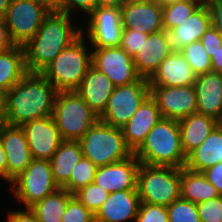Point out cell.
Segmentation results:
<instances>
[{
    "label": "cell",
    "mask_w": 222,
    "mask_h": 222,
    "mask_svg": "<svg viewBox=\"0 0 222 222\" xmlns=\"http://www.w3.org/2000/svg\"><path fill=\"white\" fill-rule=\"evenodd\" d=\"M181 168L141 163L136 189L142 203L167 207L180 198Z\"/></svg>",
    "instance_id": "cell-6"
},
{
    "label": "cell",
    "mask_w": 222,
    "mask_h": 222,
    "mask_svg": "<svg viewBox=\"0 0 222 222\" xmlns=\"http://www.w3.org/2000/svg\"><path fill=\"white\" fill-rule=\"evenodd\" d=\"M196 77L182 53L174 51L160 63L148 82L149 86H190L195 83Z\"/></svg>",
    "instance_id": "cell-24"
},
{
    "label": "cell",
    "mask_w": 222,
    "mask_h": 222,
    "mask_svg": "<svg viewBox=\"0 0 222 222\" xmlns=\"http://www.w3.org/2000/svg\"><path fill=\"white\" fill-rule=\"evenodd\" d=\"M50 11L51 8L39 0H13L4 16L12 42L24 46L35 36Z\"/></svg>",
    "instance_id": "cell-9"
},
{
    "label": "cell",
    "mask_w": 222,
    "mask_h": 222,
    "mask_svg": "<svg viewBox=\"0 0 222 222\" xmlns=\"http://www.w3.org/2000/svg\"><path fill=\"white\" fill-rule=\"evenodd\" d=\"M83 157L97 167L127 159L134 152L126 144L122 129L98 120L79 140Z\"/></svg>",
    "instance_id": "cell-5"
},
{
    "label": "cell",
    "mask_w": 222,
    "mask_h": 222,
    "mask_svg": "<svg viewBox=\"0 0 222 222\" xmlns=\"http://www.w3.org/2000/svg\"><path fill=\"white\" fill-rule=\"evenodd\" d=\"M180 52L197 76L212 71L211 57L200 40L185 46Z\"/></svg>",
    "instance_id": "cell-33"
},
{
    "label": "cell",
    "mask_w": 222,
    "mask_h": 222,
    "mask_svg": "<svg viewBox=\"0 0 222 222\" xmlns=\"http://www.w3.org/2000/svg\"><path fill=\"white\" fill-rule=\"evenodd\" d=\"M7 222H39L35 213L30 208L14 210L8 213Z\"/></svg>",
    "instance_id": "cell-44"
},
{
    "label": "cell",
    "mask_w": 222,
    "mask_h": 222,
    "mask_svg": "<svg viewBox=\"0 0 222 222\" xmlns=\"http://www.w3.org/2000/svg\"><path fill=\"white\" fill-rule=\"evenodd\" d=\"M71 21L69 14L51 9L35 36L23 46L27 72L41 73L63 49L83 34V30L74 27Z\"/></svg>",
    "instance_id": "cell-2"
},
{
    "label": "cell",
    "mask_w": 222,
    "mask_h": 222,
    "mask_svg": "<svg viewBox=\"0 0 222 222\" xmlns=\"http://www.w3.org/2000/svg\"><path fill=\"white\" fill-rule=\"evenodd\" d=\"M211 13V23L222 34V0H205Z\"/></svg>",
    "instance_id": "cell-43"
},
{
    "label": "cell",
    "mask_w": 222,
    "mask_h": 222,
    "mask_svg": "<svg viewBox=\"0 0 222 222\" xmlns=\"http://www.w3.org/2000/svg\"><path fill=\"white\" fill-rule=\"evenodd\" d=\"M218 124L215 119L198 112L179 120L181 145L186 157L206 140Z\"/></svg>",
    "instance_id": "cell-26"
},
{
    "label": "cell",
    "mask_w": 222,
    "mask_h": 222,
    "mask_svg": "<svg viewBox=\"0 0 222 222\" xmlns=\"http://www.w3.org/2000/svg\"><path fill=\"white\" fill-rule=\"evenodd\" d=\"M220 196L202 172L181 168L180 197L195 204Z\"/></svg>",
    "instance_id": "cell-29"
},
{
    "label": "cell",
    "mask_w": 222,
    "mask_h": 222,
    "mask_svg": "<svg viewBox=\"0 0 222 222\" xmlns=\"http://www.w3.org/2000/svg\"><path fill=\"white\" fill-rule=\"evenodd\" d=\"M96 6L97 0H60L57 10L71 15L73 9L79 8L89 15Z\"/></svg>",
    "instance_id": "cell-41"
},
{
    "label": "cell",
    "mask_w": 222,
    "mask_h": 222,
    "mask_svg": "<svg viewBox=\"0 0 222 222\" xmlns=\"http://www.w3.org/2000/svg\"><path fill=\"white\" fill-rule=\"evenodd\" d=\"M126 1H153V0H126Z\"/></svg>",
    "instance_id": "cell-54"
},
{
    "label": "cell",
    "mask_w": 222,
    "mask_h": 222,
    "mask_svg": "<svg viewBox=\"0 0 222 222\" xmlns=\"http://www.w3.org/2000/svg\"><path fill=\"white\" fill-rule=\"evenodd\" d=\"M173 52L166 43L164 29L148 34L139 52L133 57L138 76L149 80L160 63Z\"/></svg>",
    "instance_id": "cell-23"
},
{
    "label": "cell",
    "mask_w": 222,
    "mask_h": 222,
    "mask_svg": "<svg viewBox=\"0 0 222 222\" xmlns=\"http://www.w3.org/2000/svg\"><path fill=\"white\" fill-rule=\"evenodd\" d=\"M205 0H184L162 5L164 30H171L191 16Z\"/></svg>",
    "instance_id": "cell-31"
},
{
    "label": "cell",
    "mask_w": 222,
    "mask_h": 222,
    "mask_svg": "<svg viewBox=\"0 0 222 222\" xmlns=\"http://www.w3.org/2000/svg\"><path fill=\"white\" fill-rule=\"evenodd\" d=\"M52 117L63 140L79 141L99 116L75 91L57 93Z\"/></svg>",
    "instance_id": "cell-7"
},
{
    "label": "cell",
    "mask_w": 222,
    "mask_h": 222,
    "mask_svg": "<svg viewBox=\"0 0 222 222\" xmlns=\"http://www.w3.org/2000/svg\"><path fill=\"white\" fill-rule=\"evenodd\" d=\"M147 36V34L132 29H123L120 47L133 58L139 52Z\"/></svg>",
    "instance_id": "cell-39"
},
{
    "label": "cell",
    "mask_w": 222,
    "mask_h": 222,
    "mask_svg": "<svg viewBox=\"0 0 222 222\" xmlns=\"http://www.w3.org/2000/svg\"><path fill=\"white\" fill-rule=\"evenodd\" d=\"M27 73L23 46L15 45L0 54V95L4 96Z\"/></svg>",
    "instance_id": "cell-28"
},
{
    "label": "cell",
    "mask_w": 222,
    "mask_h": 222,
    "mask_svg": "<svg viewBox=\"0 0 222 222\" xmlns=\"http://www.w3.org/2000/svg\"><path fill=\"white\" fill-rule=\"evenodd\" d=\"M126 0H97V7L121 8Z\"/></svg>",
    "instance_id": "cell-47"
},
{
    "label": "cell",
    "mask_w": 222,
    "mask_h": 222,
    "mask_svg": "<svg viewBox=\"0 0 222 222\" xmlns=\"http://www.w3.org/2000/svg\"><path fill=\"white\" fill-rule=\"evenodd\" d=\"M58 92L41 73L28 72L3 96L4 123L21 126L52 116Z\"/></svg>",
    "instance_id": "cell-1"
},
{
    "label": "cell",
    "mask_w": 222,
    "mask_h": 222,
    "mask_svg": "<svg viewBox=\"0 0 222 222\" xmlns=\"http://www.w3.org/2000/svg\"><path fill=\"white\" fill-rule=\"evenodd\" d=\"M13 0H0V18H4L8 6Z\"/></svg>",
    "instance_id": "cell-49"
},
{
    "label": "cell",
    "mask_w": 222,
    "mask_h": 222,
    "mask_svg": "<svg viewBox=\"0 0 222 222\" xmlns=\"http://www.w3.org/2000/svg\"><path fill=\"white\" fill-rule=\"evenodd\" d=\"M137 190H122L109 193L108 198L95 214V222L135 221L140 208Z\"/></svg>",
    "instance_id": "cell-21"
},
{
    "label": "cell",
    "mask_w": 222,
    "mask_h": 222,
    "mask_svg": "<svg viewBox=\"0 0 222 222\" xmlns=\"http://www.w3.org/2000/svg\"><path fill=\"white\" fill-rule=\"evenodd\" d=\"M193 86L197 112L222 123V74L211 71L198 75Z\"/></svg>",
    "instance_id": "cell-20"
},
{
    "label": "cell",
    "mask_w": 222,
    "mask_h": 222,
    "mask_svg": "<svg viewBox=\"0 0 222 222\" xmlns=\"http://www.w3.org/2000/svg\"><path fill=\"white\" fill-rule=\"evenodd\" d=\"M206 179L217 189V192L222 196V162L204 170L202 172Z\"/></svg>",
    "instance_id": "cell-42"
},
{
    "label": "cell",
    "mask_w": 222,
    "mask_h": 222,
    "mask_svg": "<svg viewBox=\"0 0 222 222\" xmlns=\"http://www.w3.org/2000/svg\"><path fill=\"white\" fill-rule=\"evenodd\" d=\"M115 87L107 75L91 65L81 84L74 91L85 100L94 113L100 116Z\"/></svg>",
    "instance_id": "cell-22"
},
{
    "label": "cell",
    "mask_w": 222,
    "mask_h": 222,
    "mask_svg": "<svg viewBox=\"0 0 222 222\" xmlns=\"http://www.w3.org/2000/svg\"><path fill=\"white\" fill-rule=\"evenodd\" d=\"M13 46H15V44L12 42V40H0V54Z\"/></svg>",
    "instance_id": "cell-50"
},
{
    "label": "cell",
    "mask_w": 222,
    "mask_h": 222,
    "mask_svg": "<svg viewBox=\"0 0 222 222\" xmlns=\"http://www.w3.org/2000/svg\"><path fill=\"white\" fill-rule=\"evenodd\" d=\"M156 101L149 95L121 127L126 144L134 152L145 140L150 130L162 119Z\"/></svg>",
    "instance_id": "cell-19"
},
{
    "label": "cell",
    "mask_w": 222,
    "mask_h": 222,
    "mask_svg": "<svg viewBox=\"0 0 222 222\" xmlns=\"http://www.w3.org/2000/svg\"><path fill=\"white\" fill-rule=\"evenodd\" d=\"M155 1H157L158 3L164 5V4H169V3H172V2L184 1V0H155Z\"/></svg>",
    "instance_id": "cell-53"
},
{
    "label": "cell",
    "mask_w": 222,
    "mask_h": 222,
    "mask_svg": "<svg viewBox=\"0 0 222 222\" xmlns=\"http://www.w3.org/2000/svg\"><path fill=\"white\" fill-rule=\"evenodd\" d=\"M62 222H95V215L73 195L68 200Z\"/></svg>",
    "instance_id": "cell-36"
},
{
    "label": "cell",
    "mask_w": 222,
    "mask_h": 222,
    "mask_svg": "<svg viewBox=\"0 0 222 222\" xmlns=\"http://www.w3.org/2000/svg\"><path fill=\"white\" fill-rule=\"evenodd\" d=\"M49 6L51 9H57L60 0H39Z\"/></svg>",
    "instance_id": "cell-51"
},
{
    "label": "cell",
    "mask_w": 222,
    "mask_h": 222,
    "mask_svg": "<svg viewBox=\"0 0 222 222\" xmlns=\"http://www.w3.org/2000/svg\"><path fill=\"white\" fill-rule=\"evenodd\" d=\"M33 159L50 160L63 142L52 116L21 125Z\"/></svg>",
    "instance_id": "cell-14"
},
{
    "label": "cell",
    "mask_w": 222,
    "mask_h": 222,
    "mask_svg": "<svg viewBox=\"0 0 222 222\" xmlns=\"http://www.w3.org/2000/svg\"><path fill=\"white\" fill-rule=\"evenodd\" d=\"M200 41L208 55L212 57L222 47V34L211 25L201 36Z\"/></svg>",
    "instance_id": "cell-40"
},
{
    "label": "cell",
    "mask_w": 222,
    "mask_h": 222,
    "mask_svg": "<svg viewBox=\"0 0 222 222\" xmlns=\"http://www.w3.org/2000/svg\"><path fill=\"white\" fill-rule=\"evenodd\" d=\"M201 222H222V196L196 204Z\"/></svg>",
    "instance_id": "cell-37"
},
{
    "label": "cell",
    "mask_w": 222,
    "mask_h": 222,
    "mask_svg": "<svg viewBox=\"0 0 222 222\" xmlns=\"http://www.w3.org/2000/svg\"><path fill=\"white\" fill-rule=\"evenodd\" d=\"M74 195L95 215L108 198L109 192L93 182L81 188Z\"/></svg>",
    "instance_id": "cell-35"
},
{
    "label": "cell",
    "mask_w": 222,
    "mask_h": 222,
    "mask_svg": "<svg viewBox=\"0 0 222 222\" xmlns=\"http://www.w3.org/2000/svg\"><path fill=\"white\" fill-rule=\"evenodd\" d=\"M166 208L169 222H201L196 204L189 200L180 197Z\"/></svg>",
    "instance_id": "cell-34"
},
{
    "label": "cell",
    "mask_w": 222,
    "mask_h": 222,
    "mask_svg": "<svg viewBox=\"0 0 222 222\" xmlns=\"http://www.w3.org/2000/svg\"><path fill=\"white\" fill-rule=\"evenodd\" d=\"M73 196L64 188H58L43 200L38 201L30 209L39 222H62L68 200Z\"/></svg>",
    "instance_id": "cell-30"
},
{
    "label": "cell",
    "mask_w": 222,
    "mask_h": 222,
    "mask_svg": "<svg viewBox=\"0 0 222 222\" xmlns=\"http://www.w3.org/2000/svg\"><path fill=\"white\" fill-rule=\"evenodd\" d=\"M4 123L3 96L0 95V125Z\"/></svg>",
    "instance_id": "cell-52"
},
{
    "label": "cell",
    "mask_w": 222,
    "mask_h": 222,
    "mask_svg": "<svg viewBox=\"0 0 222 222\" xmlns=\"http://www.w3.org/2000/svg\"><path fill=\"white\" fill-rule=\"evenodd\" d=\"M150 95L149 82L139 78L132 84L116 86L99 120L113 127L124 126Z\"/></svg>",
    "instance_id": "cell-10"
},
{
    "label": "cell",
    "mask_w": 222,
    "mask_h": 222,
    "mask_svg": "<svg viewBox=\"0 0 222 222\" xmlns=\"http://www.w3.org/2000/svg\"><path fill=\"white\" fill-rule=\"evenodd\" d=\"M212 25L211 13L204 2L189 18L171 30H165V40L172 51L180 52L182 48L201 39Z\"/></svg>",
    "instance_id": "cell-18"
},
{
    "label": "cell",
    "mask_w": 222,
    "mask_h": 222,
    "mask_svg": "<svg viewBox=\"0 0 222 222\" xmlns=\"http://www.w3.org/2000/svg\"><path fill=\"white\" fill-rule=\"evenodd\" d=\"M0 178L7 181V159L5 149L0 140Z\"/></svg>",
    "instance_id": "cell-45"
},
{
    "label": "cell",
    "mask_w": 222,
    "mask_h": 222,
    "mask_svg": "<svg viewBox=\"0 0 222 222\" xmlns=\"http://www.w3.org/2000/svg\"><path fill=\"white\" fill-rule=\"evenodd\" d=\"M83 157L79 141L63 140L49 160L52 176L59 188H63L71 177L74 165Z\"/></svg>",
    "instance_id": "cell-27"
},
{
    "label": "cell",
    "mask_w": 222,
    "mask_h": 222,
    "mask_svg": "<svg viewBox=\"0 0 222 222\" xmlns=\"http://www.w3.org/2000/svg\"><path fill=\"white\" fill-rule=\"evenodd\" d=\"M134 222H169L165 206L142 203Z\"/></svg>",
    "instance_id": "cell-38"
},
{
    "label": "cell",
    "mask_w": 222,
    "mask_h": 222,
    "mask_svg": "<svg viewBox=\"0 0 222 222\" xmlns=\"http://www.w3.org/2000/svg\"><path fill=\"white\" fill-rule=\"evenodd\" d=\"M150 96L156 101L163 118L181 120L197 112V97L190 86H150Z\"/></svg>",
    "instance_id": "cell-12"
},
{
    "label": "cell",
    "mask_w": 222,
    "mask_h": 222,
    "mask_svg": "<svg viewBox=\"0 0 222 222\" xmlns=\"http://www.w3.org/2000/svg\"><path fill=\"white\" fill-rule=\"evenodd\" d=\"M212 72L222 74V47L211 57Z\"/></svg>",
    "instance_id": "cell-46"
},
{
    "label": "cell",
    "mask_w": 222,
    "mask_h": 222,
    "mask_svg": "<svg viewBox=\"0 0 222 222\" xmlns=\"http://www.w3.org/2000/svg\"><path fill=\"white\" fill-rule=\"evenodd\" d=\"M84 39L82 34L41 72L58 91H74L92 65V53L87 51Z\"/></svg>",
    "instance_id": "cell-4"
},
{
    "label": "cell",
    "mask_w": 222,
    "mask_h": 222,
    "mask_svg": "<svg viewBox=\"0 0 222 222\" xmlns=\"http://www.w3.org/2000/svg\"><path fill=\"white\" fill-rule=\"evenodd\" d=\"M0 140L7 159V182L12 183L32 161L28 143L21 126L1 124Z\"/></svg>",
    "instance_id": "cell-16"
},
{
    "label": "cell",
    "mask_w": 222,
    "mask_h": 222,
    "mask_svg": "<svg viewBox=\"0 0 222 222\" xmlns=\"http://www.w3.org/2000/svg\"><path fill=\"white\" fill-rule=\"evenodd\" d=\"M141 162L133 154L125 160L97 168L94 183L109 193L137 190V172Z\"/></svg>",
    "instance_id": "cell-17"
},
{
    "label": "cell",
    "mask_w": 222,
    "mask_h": 222,
    "mask_svg": "<svg viewBox=\"0 0 222 222\" xmlns=\"http://www.w3.org/2000/svg\"><path fill=\"white\" fill-rule=\"evenodd\" d=\"M0 40H11L4 18H0Z\"/></svg>",
    "instance_id": "cell-48"
},
{
    "label": "cell",
    "mask_w": 222,
    "mask_h": 222,
    "mask_svg": "<svg viewBox=\"0 0 222 222\" xmlns=\"http://www.w3.org/2000/svg\"><path fill=\"white\" fill-rule=\"evenodd\" d=\"M219 162H222V123H219L206 140L187 156L185 167L203 172Z\"/></svg>",
    "instance_id": "cell-25"
},
{
    "label": "cell",
    "mask_w": 222,
    "mask_h": 222,
    "mask_svg": "<svg viewBox=\"0 0 222 222\" xmlns=\"http://www.w3.org/2000/svg\"><path fill=\"white\" fill-rule=\"evenodd\" d=\"M97 166L88 158L82 157L71 172L70 181L63 187L71 194L94 182Z\"/></svg>",
    "instance_id": "cell-32"
},
{
    "label": "cell",
    "mask_w": 222,
    "mask_h": 222,
    "mask_svg": "<svg viewBox=\"0 0 222 222\" xmlns=\"http://www.w3.org/2000/svg\"><path fill=\"white\" fill-rule=\"evenodd\" d=\"M11 187L16 200L25 208H30L59 188L53 179L50 161L41 159H32L27 168L13 179Z\"/></svg>",
    "instance_id": "cell-8"
},
{
    "label": "cell",
    "mask_w": 222,
    "mask_h": 222,
    "mask_svg": "<svg viewBox=\"0 0 222 222\" xmlns=\"http://www.w3.org/2000/svg\"><path fill=\"white\" fill-rule=\"evenodd\" d=\"M87 38L94 48L120 46L123 26L121 8L95 7L88 15Z\"/></svg>",
    "instance_id": "cell-13"
},
{
    "label": "cell",
    "mask_w": 222,
    "mask_h": 222,
    "mask_svg": "<svg viewBox=\"0 0 222 222\" xmlns=\"http://www.w3.org/2000/svg\"><path fill=\"white\" fill-rule=\"evenodd\" d=\"M90 52L92 65L107 75L115 86L129 85L140 78L133 58L120 46L95 48Z\"/></svg>",
    "instance_id": "cell-11"
},
{
    "label": "cell",
    "mask_w": 222,
    "mask_h": 222,
    "mask_svg": "<svg viewBox=\"0 0 222 222\" xmlns=\"http://www.w3.org/2000/svg\"><path fill=\"white\" fill-rule=\"evenodd\" d=\"M123 29L144 34L163 30L162 4L157 1H126L121 7Z\"/></svg>",
    "instance_id": "cell-15"
},
{
    "label": "cell",
    "mask_w": 222,
    "mask_h": 222,
    "mask_svg": "<svg viewBox=\"0 0 222 222\" xmlns=\"http://www.w3.org/2000/svg\"><path fill=\"white\" fill-rule=\"evenodd\" d=\"M134 155L147 165L185 167L187 157L181 145L179 121L162 118L146 135Z\"/></svg>",
    "instance_id": "cell-3"
}]
</instances>
